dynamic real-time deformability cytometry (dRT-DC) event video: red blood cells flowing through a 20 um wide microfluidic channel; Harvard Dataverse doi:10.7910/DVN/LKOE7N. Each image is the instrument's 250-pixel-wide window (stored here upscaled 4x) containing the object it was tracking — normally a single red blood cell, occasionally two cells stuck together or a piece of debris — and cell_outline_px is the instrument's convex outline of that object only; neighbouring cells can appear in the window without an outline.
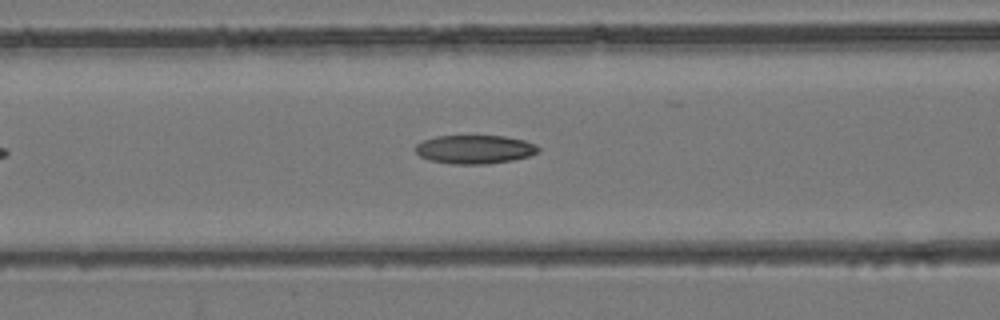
{"species": "common noctule bat (a hibernating species)", "species_latin": "Nyctalus noctula", "temperature_condition": "room temperature", "stored_images_in_passage": 34, "camera_frame_rate_fps": 3000, "um_per_image_px": 0.085, "animal": {"sex": "female", "body_mass_g": 24.6, "forearm_length_mm": 56.2}, "frame": {"image": 1, "passage_image": 10, "time_ms": 3.0, "image_size_px": [1000, 320], "cell_outline_px": [[540, 152], [528, 156], [512, 160], [488, 164], [452, 164], [428, 160], [420, 156], [416, 152], [416, 144], [424, 140], [436, 136], [504, 136], [524, 140], [536, 144], [540, 148]], "centroid_in_image_um": [40.37, 12.7], "position_along_channel_um": 126.2, "area_um2": 20.58}}
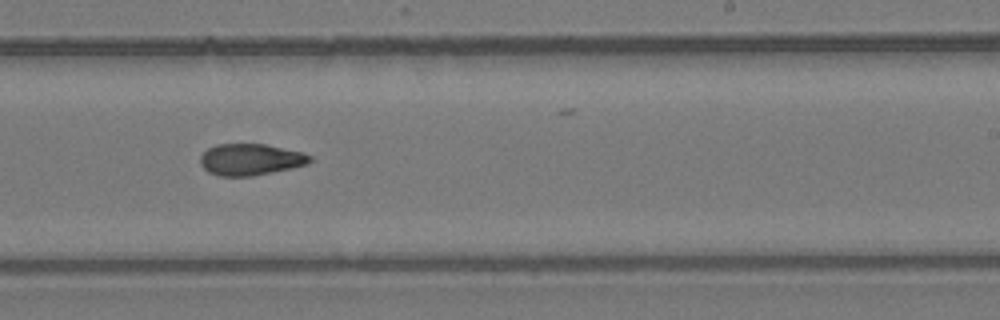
{"frame": {"image": 2, "passage_image": 19, "time_ms": 6.0, "image_size_px": [1000, 320], "cell_outline_px": [[312, 160], [308, 164], [252, 176], [220, 176], [208, 172], [200, 164], [200, 156], [208, 148], [216, 144], [264, 144], [304, 152], [312, 156]], "centroid_in_image_um": [21.29, 13.55], "position_along_channel_um": 267.7, "area_um2": 20.11}}
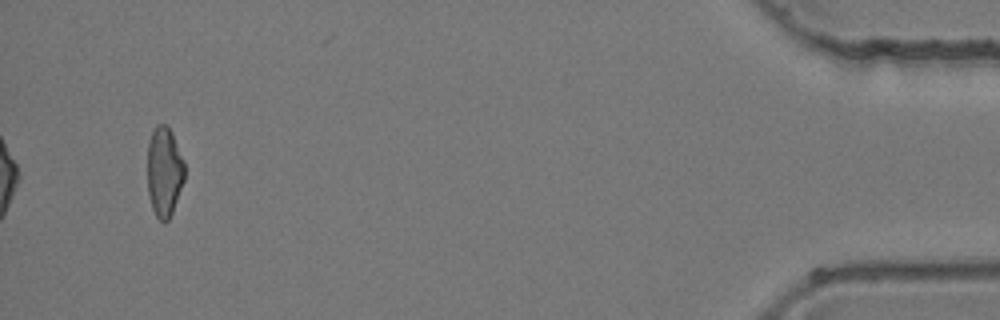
{"frame": {"image": 3, "passage_image": 34, "time_ms": 11.0, "image_size_px": [1000, 320], "cell_outline_px": [[184, 180], [172, 212], [168, 220], [164, 224], [156, 216], [152, 208], [148, 192], [148, 140], [156, 124], [168, 124], [172, 132], [184, 160]], "centroid_in_image_um": [13.96, 14.57], "position_along_channel_um": 421.2, "area_um2": 19.54}}